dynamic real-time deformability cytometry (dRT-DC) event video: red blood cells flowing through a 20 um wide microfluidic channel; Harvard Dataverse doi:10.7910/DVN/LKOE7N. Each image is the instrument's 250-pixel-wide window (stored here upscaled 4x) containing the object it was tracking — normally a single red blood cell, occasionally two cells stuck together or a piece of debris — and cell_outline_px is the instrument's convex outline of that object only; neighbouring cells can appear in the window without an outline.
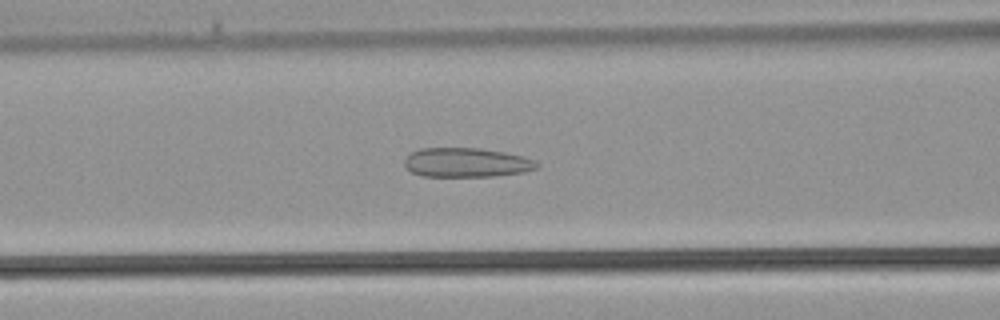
{"species": "common noctule bat (a hibernating species)", "species_latin": "Nyctalus noctula", "temperature_condition": "warm", "stored_images_in_passage": 33, "camera_frame_rate_fps": 3000, "um_per_image_px": 0.085, "animal": {"sex": "male", "body_mass_g": 21.5, "forearm_length_mm": 52.0}, "frame": {"image": 1, "passage_image": 14, "time_ms": 4.333, "image_size_px": [1000, 320], "cell_outline_px": [[540, 164], [536, 168], [524, 172], [492, 176], [424, 176], [412, 172], [404, 164], [404, 160], [412, 152], [420, 148], [480, 148], [504, 152], [524, 156], [536, 160]], "centroid_in_image_um": [39.68, 13.81], "position_along_channel_um": 126.9, "area_um2": 22.54}}
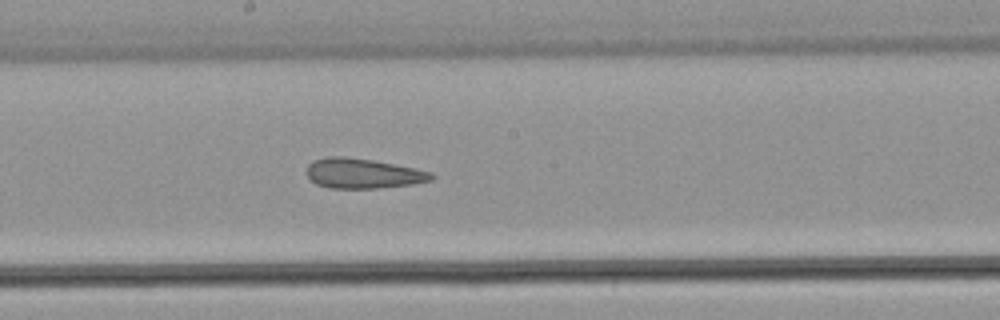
{"frame": {"image": 2, "passage_image": 19, "time_ms": 6.0, "image_size_px": [1000, 320], "cell_outline_px": [[436, 176], [432, 180], [412, 184], [376, 188], [332, 188], [316, 184], [308, 176], [308, 164], [312, 160], [328, 156], [344, 156], [372, 160], [416, 168], [432, 172]], "centroid_in_image_um": [30.87, 14.73], "position_along_channel_um": 217.3, "area_um2": 21.73}}
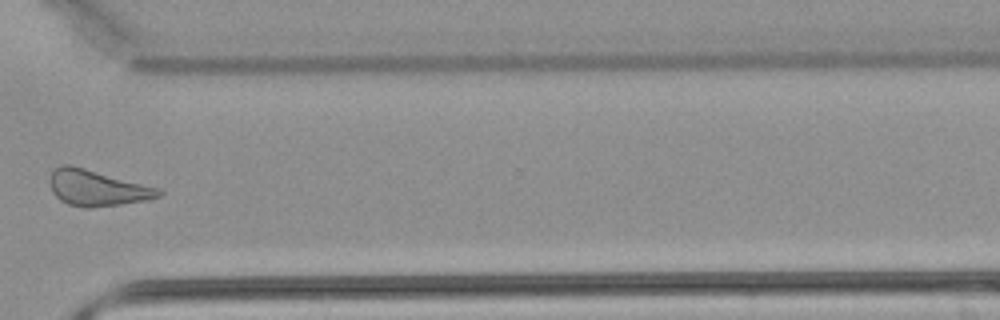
{"frame": {"image": 3, "passage_image": 27, "time_ms": 8.667, "image_size_px": [1000, 320], "cell_outline_px": [[164, 192], [160, 196], [144, 200], [120, 204], [92, 208], [84, 208], [68, 204], [60, 200], [52, 192], [48, 180], [48, 176], [60, 164], [68, 164], [84, 168], [160, 188]], "centroid_in_image_um": [8.21, 15.98], "position_along_channel_um": 362.4, "area_um2": 22.77}}